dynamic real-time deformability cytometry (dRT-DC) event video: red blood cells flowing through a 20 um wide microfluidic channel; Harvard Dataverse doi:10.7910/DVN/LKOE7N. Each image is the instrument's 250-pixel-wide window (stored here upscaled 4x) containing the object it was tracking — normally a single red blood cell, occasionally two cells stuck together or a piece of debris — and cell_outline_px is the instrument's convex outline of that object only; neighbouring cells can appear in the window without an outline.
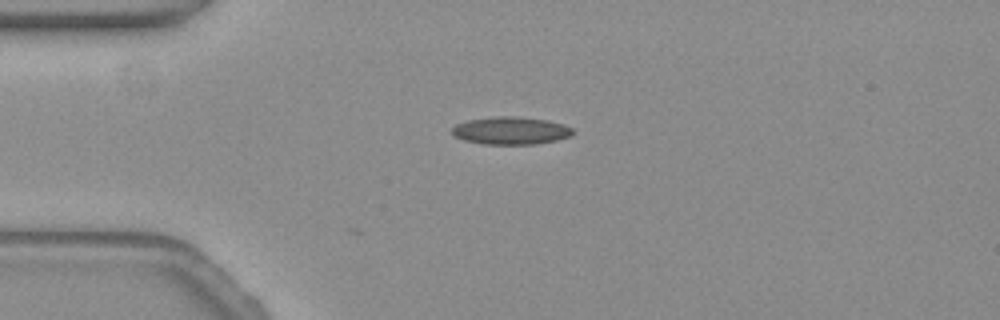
{"species": "common noctule bat (a hibernating species)", "species_latin": "Nyctalus noctula", "temperature_condition": "warm", "stored_images_in_passage": 2, "camera_frame_rate_fps": 3000, "um_per_image_px": 0.085, "animal": {"sex": "female", "body_mass_g": 19.3, "forearm_length_mm": 54.1}, "frame": {"image": 1, "passage_image": 2, "time_ms": 0.333, "image_size_px": [1000, 320], "cell_outline_px": [[572, 132], [568, 136], [556, 140], [536, 144], [484, 144], [464, 140], [456, 136], [452, 132], [452, 128], [456, 124], [468, 120], [496, 116], [512, 116], [548, 120], [572, 128]], "centroid_in_image_um": [43.38, 11.1], "position_along_channel_um": 41.6, "area_um2": 19.13}}